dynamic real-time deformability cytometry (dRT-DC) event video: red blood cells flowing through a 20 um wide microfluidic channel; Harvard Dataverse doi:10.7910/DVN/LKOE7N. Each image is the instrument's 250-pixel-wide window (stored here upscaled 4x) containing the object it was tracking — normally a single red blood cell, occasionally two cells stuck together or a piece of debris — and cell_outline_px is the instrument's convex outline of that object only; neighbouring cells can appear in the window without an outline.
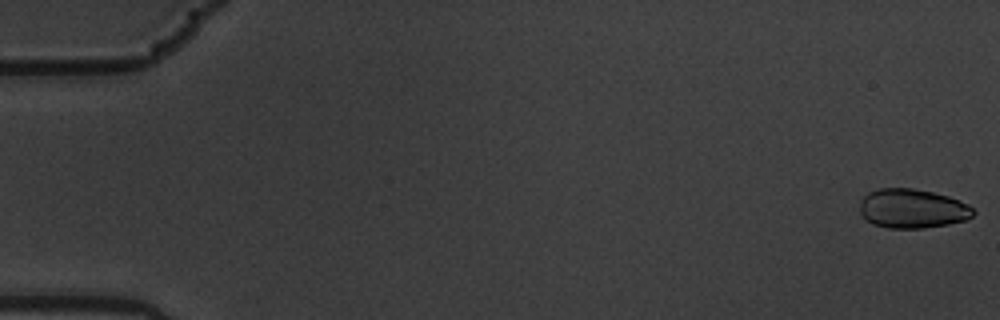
{"species": "common noctule bat (a hibernating species)", "species_latin": "Nyctalus noctula", "temperature_condition": "warm", "stored_images_in_passage": 57, "camera_frame_rate_fps": 3000, "um_per_image_px": 0.085, "animal": {"sex": "male", "body_mass_g": 19.5, "forearm_length_mm": 54.6}, "frame": {"image": 1, "passage_image": 1, "time_ms": 0.0, "image_size_px": [1000, 320], "cell_outline_px": [[976, 212], [972, 216], [964, 220], [948, 224], [924, 228], [888, 228], [872, 224], [860, 212], [860, 200], [868, 192], [880, 188], [912, 188], [932, 192], [948, 196], [968, 204]], "centroid_in_image_um": [77.54, 17.73], "position_along_channel_um": 7.5, "area_um2": 25.89}}
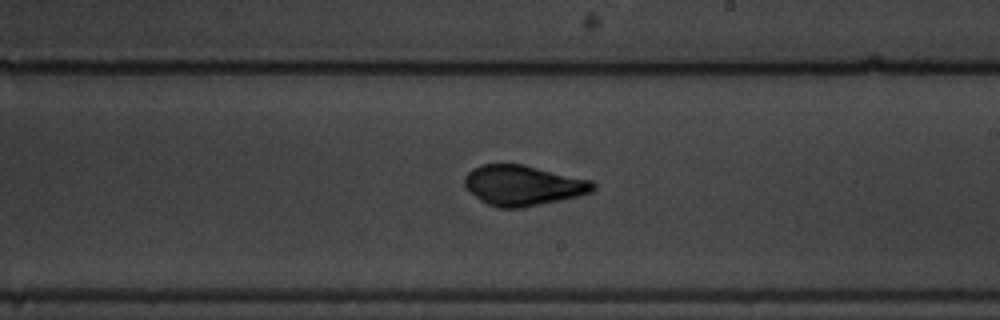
{"frame": {"image": 2, "passage_image": 34, "time_ms": 11.0, "image_size_px": [1000, 320], "cell_outline_px": [[596, 188], [592, 192], [560, 200], [520, 208], [500, 208], [488, 204], [480, 200], [464, 188], [464, 176], [472, 168], [484, 164], [524, 164], [592, 180], [596, 184]], "centroid_in_image_um": [44.44, 15.75], "position_along_channel_um": 244.6, "area_um2": 30.29}}
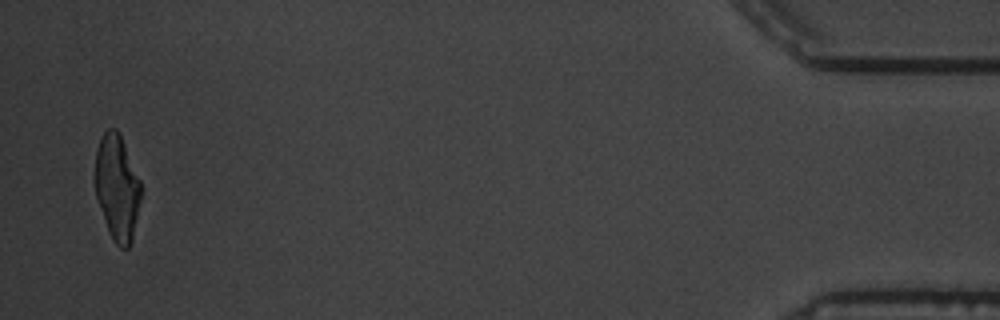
{"frame": {"image": 3, "passage_image": 56, "time_ms": 18.333, "image_size_px": [1000, 320], "cell_outline_px": [[140, 200], [132, 240], [128, 248], [120, 248], [112, 240], [104, 220], [96, 196], [92, 180], [92, 176], [96, 152], [100, 140], [104, 132], [108, 128], [116, 128], [120, 132], [140, 180]], "centroid_in_image_um": [9.91, 15.91], "position_along_channel_um": 425.3, "area_um2": 28.61}, "authors_computed_cell_mechanics": {"area_um2": 29.189, "velocity_mm_per_s": 3.5755, "shape_relaxation_time_tau1_ms": 4.7424, "shape_relaxation_time_tau2_ms": null, "deformation_change_tau1": 0.1457, "deformation_change_tau2": null}}